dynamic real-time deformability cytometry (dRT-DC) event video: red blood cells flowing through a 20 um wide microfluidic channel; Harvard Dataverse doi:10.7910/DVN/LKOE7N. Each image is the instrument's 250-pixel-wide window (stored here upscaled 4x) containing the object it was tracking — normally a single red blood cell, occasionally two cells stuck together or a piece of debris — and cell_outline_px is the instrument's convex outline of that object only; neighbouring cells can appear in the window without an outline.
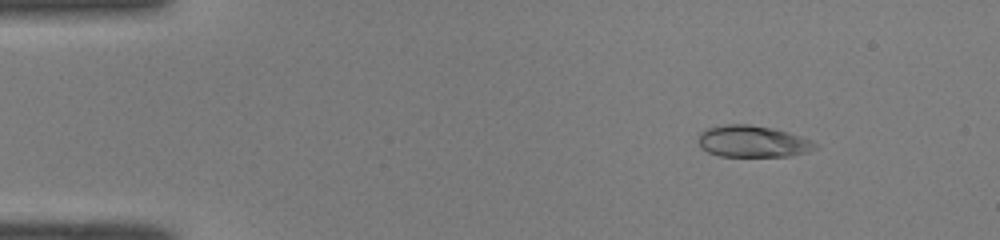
{"species": "common noctule bat (a hibernating species)", "species_latin": "Nyctalus noctula", "temperature_condition": "room temperature", "stored_images_in_passage": 50, "camera_frame_rate_fps": 3000, "um_per_image_px": 0.085, "animal": {"sex": "male", "body_mass_g": 19.0, "forearm_length_mm": 50.8}, "frame": {"image": 1, "passage_image": 7, "time_ms": 2.0, "image_size_px": [1000, 240], "cell_outline_px": [[820, 148], [808, 152], [792, 156], [720, 156], [708, 152], [700, 148], [696, 140], [700, 132], [708, 128], [728, 124], [748, 124], [772, 128], [788, 132], [812, 140]], "centroid_in_image_um": [63.98, 12.03], "position_along_channel_um": 21.0, "area_um2": 21.79}}
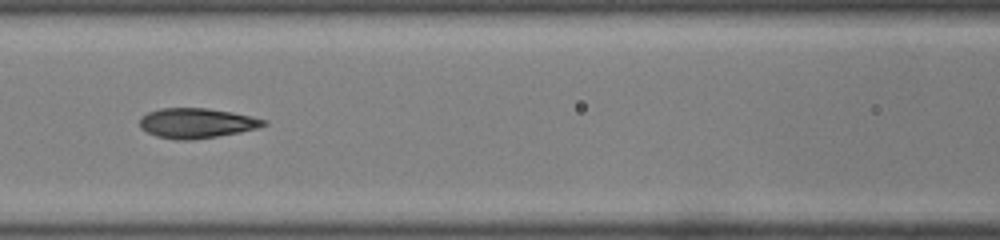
{"frame": {"image": 2, "passage_image": 23, "time_ms": 7.333, "image_size_px": [1000, 240], "cell_outline_px": [[268, 124], [256, 128], [240, 132], [192, 140], [176, 140], [156, 136], [140, 128], [140, 116], [148, 112], [160, 108], [208, 108], [232, 112], [252, 116], [268, 120]], "centroid_in_image_um": [16.71, 10.46], "position_along_channel_um": 149.9, "area_um2": 21.73}}
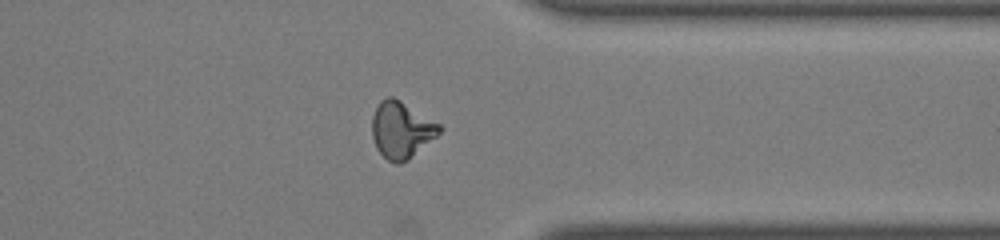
{"frame": {"image": 3, "passage_image": 40, "time_ms": 13.0, "image_size_px": [1000, 240], "cell_outline_px": [[444, 128], [436, 136], [408, 160], [400, 164], [396, 164], [388, 160], [376, 148], [372, 136], [372, 116], [380, 100], [388, 96], [392, 96], [400, 100], [440, 124]], "centroid_in_image_um": [34.11, 11.04], "position_along_channel_um": 377.3, "area_um2": 22.14}, "authors_computed_cell_mechanics": {"area_um2": 21.4438, "velocity_mm_per_s": 4.0914, "shape_relaxation_time_tau1_ms": 7.3227, "shape_relaxation_time_tau2_ms": 1.4759, "deformation_change_tau1": 0.2178, "deformation_change_tau2": 0.0735}}